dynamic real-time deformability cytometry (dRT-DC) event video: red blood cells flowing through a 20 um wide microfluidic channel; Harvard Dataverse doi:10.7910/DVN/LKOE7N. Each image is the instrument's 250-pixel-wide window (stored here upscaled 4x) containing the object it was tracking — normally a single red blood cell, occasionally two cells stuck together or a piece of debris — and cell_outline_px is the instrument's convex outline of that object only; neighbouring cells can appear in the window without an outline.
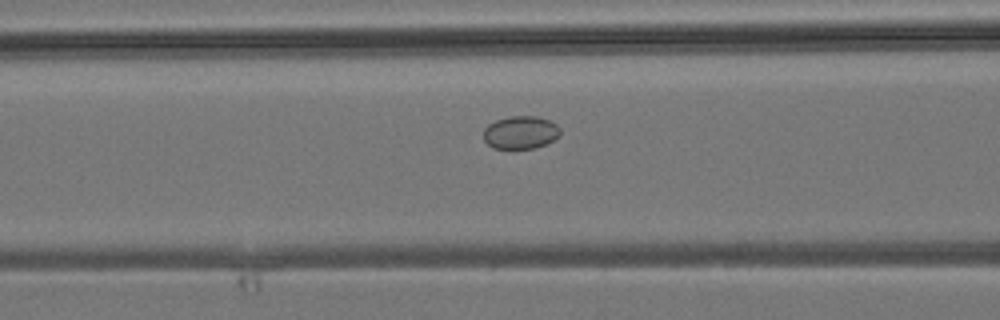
{"species": "common noctule bat (a hibernating species)", "species_latin": "Nyctalus noctula", "temperature_condition": "room temperature", "stored_images_in_passage": 5, "camera_frame_rate_fps": 3000, "um_per_image_px": 0.085, "animal": {"sex": "male", "body_mass_g": 19.2, "forearm_length_mm": 51.8}, "frame": {"image": 1, "passage_image": 5, "time_ms": 5.667, "image_size_px": [1000, 320], "cell_outline_px": [[560, 136], [536, 148], [492, 148], [484, 140], [484, 128], [488, 124], [496, 120], [508, 116], [536, 116], [548, 120], [556, 124], [560, 128]], "centroid_in_image_um": [44.24, 11.25], "position_along_channel_um": 122.4, "area_um2": 14.68}}